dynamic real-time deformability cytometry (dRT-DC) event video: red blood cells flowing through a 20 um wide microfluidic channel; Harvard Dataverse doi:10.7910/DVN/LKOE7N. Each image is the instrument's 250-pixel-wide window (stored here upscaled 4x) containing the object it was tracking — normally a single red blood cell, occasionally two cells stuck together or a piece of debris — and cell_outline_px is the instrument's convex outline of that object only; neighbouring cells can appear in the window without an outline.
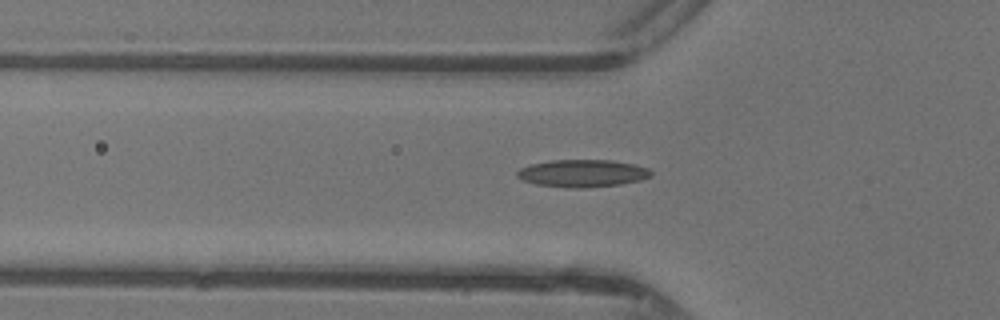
{"species": "common noctule bat (a hibernating species)", "species_latin": "Nyctalus noctula", "temperature_condition": "warm", "stored_images_in_passage": 33, "camera_frame_rate_fps": 3000, "um_per_image_px": 0.085, "animal": {"sex": "female"}, "frame": {"image": 1, "passage_image": 2, "time_ms": 0.333, "image_size_px": [1000, 320], "cell_outline_px": [[652, 176], [640, 180], [620, 184], [584, 188], [572, 188], [536, 184], [524, 180], [516, 176], [516, 172], [520, 168], [528, 164], [552, 160], [612, 160], [636, 164], [648, 168], [652, 172]], "centroid_in_image_um": [49.52, 14.72], "position_along_channel_um": 76.3, "area_um2": 21.5}}
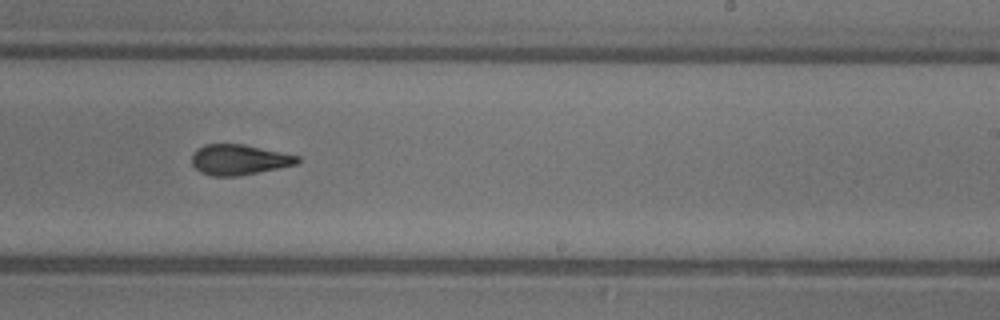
{"frame": {"image": 2, "passage_image": 15, "time_ms": 4.667, "image_size_px": [1000, 320], "cell_outline_px": [[300, 160], [296, 164], [236, 176], [212, 176], [200, 172], [192, 164], [192, 152], [196, 148], [204, 144], [244, 144], [300, 156]], "centroid_in_image_um": [20.27, 13.56], "position_along_channel_um": 268.7, "area_um2": 18.61}}
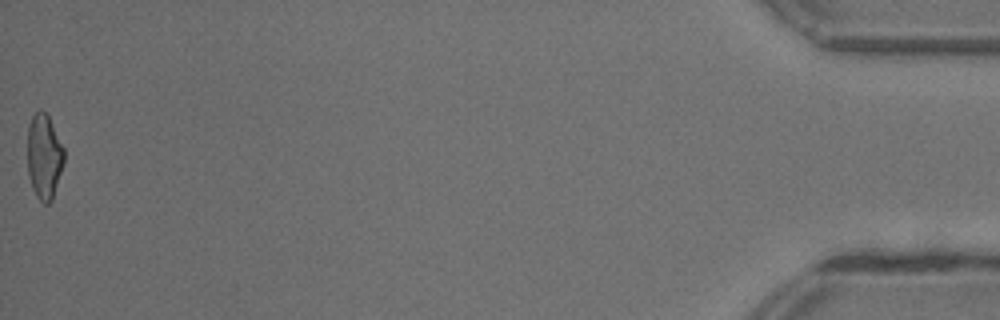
{"frame": {"image": 3, "passage_image": 33, "time_ms": 10.667, "image_size_px": [1000, 320], "cell_outline_px": [[64, 164], [52, 200], [48, 204], [44, 204], [36, 196], [32, 188], [28, 176], [28, 124], [32, 116], [40, 108], [48, 116], [64, 148]], "centroid_in_image_um": [3.75, 13.32], "position_along_channel_um": 431.5, "area_um2": 18.21}, "authors_computed_cell_mechanics": {"area_um2": 19.1896, "velocity_mm_per_s": 4.4259, "shape_relaxation_time_tau1_ms": 5.11, "shape_relaxation_time_tau2_ms": 2.4371, "deformation_change_tau1": 0.1786, "deformation_change_tau2": 0.1165}}